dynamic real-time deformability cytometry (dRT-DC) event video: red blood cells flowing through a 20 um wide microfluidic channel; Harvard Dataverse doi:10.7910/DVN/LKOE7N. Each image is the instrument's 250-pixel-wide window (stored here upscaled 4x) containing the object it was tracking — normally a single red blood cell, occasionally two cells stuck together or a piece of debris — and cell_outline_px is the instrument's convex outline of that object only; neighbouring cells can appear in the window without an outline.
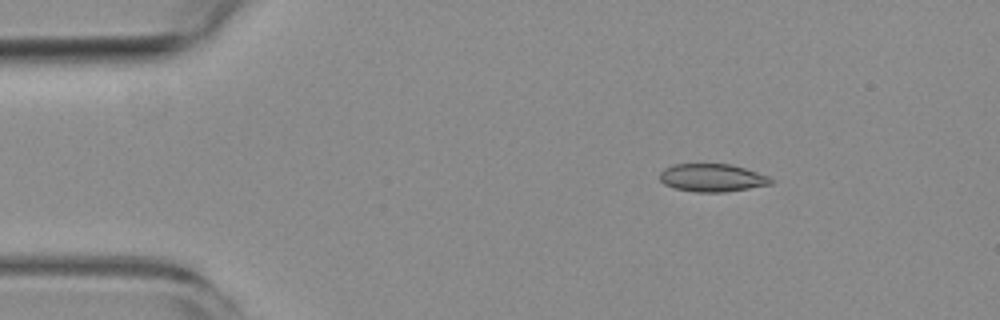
{"species": "common noctule bat (a hibernating species)", "species_latin": "Nyctalus noctula", "temperature_condition": "room temperature", "stored_images_in_passage": 7, "camera_frame_rate_fps": 3000, "um_per_image_px": 0.085, "animal": {"sex": "female", "body_mass_g": 19.3, "forearm_length_mm": 54.1}, "frame": {"image": 1, "passage_image": 1, "time_ms": 0.0, "image_size_px": [1000, 320], "cell_outline_px": [[776, 180], [772, 184], [724, 192], [696, 192], [676, 188], [664, 184], [660, 180], [660, 172], [664, 168], [672, 164], [732, 164], [768, 176]], "centroid_in_image_um": [60.54, 15.1], "position_along_channel_um": 24.5, "area_um2": 18.03}}
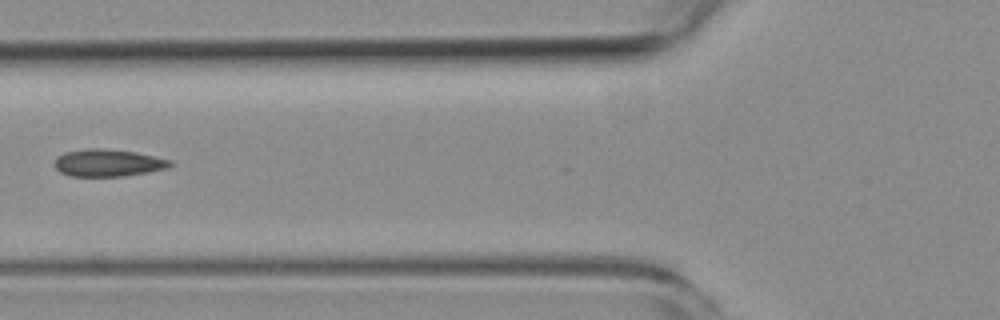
{"frame": {"image": 2, "passage_image": 4, "time_ms": 4.333, "image_size_px": [1000, 320], "cell_outline_px": [[172, 164], [168, 168], [148, 172], [124, 176], [72, 176], [60, 172], [52, 164], [56, 156], [64, 152], [88, 148], [104, 148], [136, 152], [172, 160]], "centroid_in_image_um": [9.15, 13.83], "position_along_channel_um": 116.6, "area_um2": 18.55}}
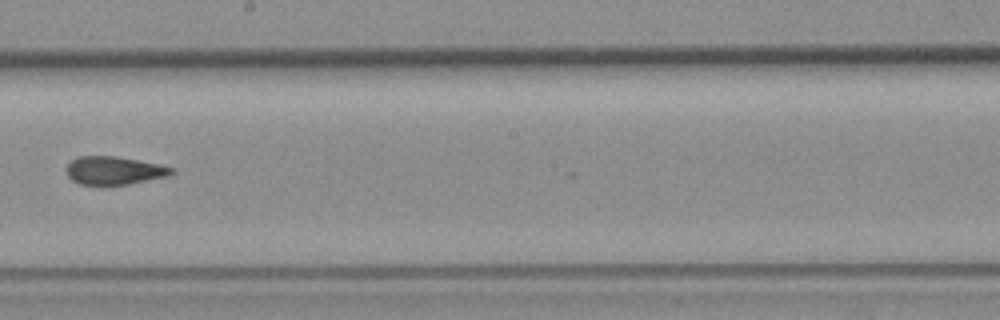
{"frame": {"image": 3, "passage_image": 7, "time_ms": 7.667, "image_size_px": [1000, 320], "cell_outline_px": [[176, 172], [168, 176], [128, 184], [104, 188], [100, 188], [80, 184], [72, 180], [68, 176], [68, 164], [76, 156], [116, 156], [160, 164], [172, 168]], "centroid_in_image_um": [9.68, 14.53], "position_along_channel_um": 238.5, "area_um2": 17.8}}